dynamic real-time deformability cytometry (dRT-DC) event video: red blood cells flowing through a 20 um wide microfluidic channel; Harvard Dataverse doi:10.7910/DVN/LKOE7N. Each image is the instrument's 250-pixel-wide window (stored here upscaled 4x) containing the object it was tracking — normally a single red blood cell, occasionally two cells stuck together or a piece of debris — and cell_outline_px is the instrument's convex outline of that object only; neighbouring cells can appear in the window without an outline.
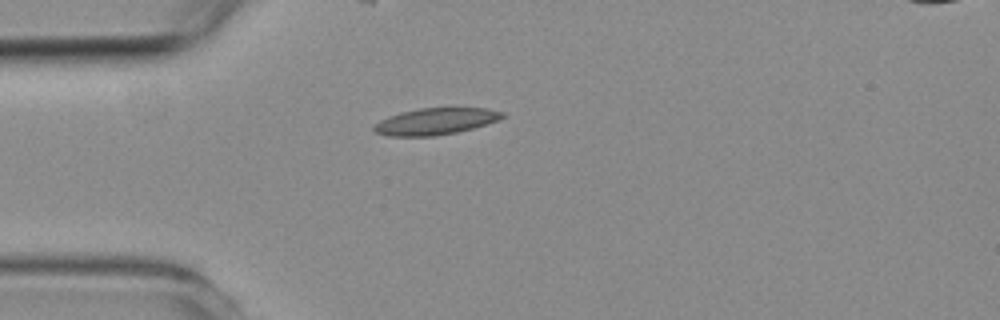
{"species": "common noctule bat (a hibernating species)", "species_latin": "Nyctalus noctula", "temperature_condition": "room temperature", "stored_images_in_passage": 4, "camera_frame_rate_fps": 3000, "um_per_image_px": 0.085, "animal": {"sex": "female", "body_mass_g": 19.3, "forearm_length_mm": 54.1}, "frame": {"image": 1, "passage_image": 4, "time_ms": 3.333, "image_size_px": [1000, 320], "cell_outline_px": [[508, 116], [472, 128], [456, 132], [436, 136], [388, 136], [376, 132], [372, 128], [380, 120], [400, 112], [420, 108], [484, 108], [504, 112]], "centroid_in_image_um": [37.02, 10.31], "position_along_channel_um": 48.0, "area_um2": 19.71}}